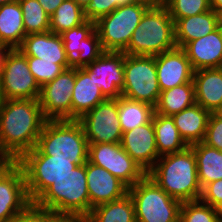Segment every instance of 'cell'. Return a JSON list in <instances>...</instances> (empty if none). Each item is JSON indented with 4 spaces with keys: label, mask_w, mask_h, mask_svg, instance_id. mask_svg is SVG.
<instances>
[{
    "label": "cell",
    "mask_w": 222,
    "mask_h": 222,
    "mask_svg": "<svg viewBox=\"0 0 222 222\" xmlns=\"http://www.w3.org/2000/svg\"><path fill=\"white\" fill-rule=\"evenodd\" d=\"M200 200L212 207L222 202V179L207 184L202 189Z\"/></svg>",
    "instance_id": "39"
},
{
    "label": "cell",
    "mask_w": 222,
    "mask_h": 222,
    "mask_svg": "<svg viewBox=\"0 0 222 222\" xmlns=\"http://www.w3.org/2000/svg\"><path fill=\"white\" fill-rule=\"evenodd\" d=\"M18 49L27 57H37V61L71 64L60 34L51 31L26 35Z\"/></svg>",
    "instance_id": "21"
},
{
    "label": "cell",
    "mask_w": 222,
    "mask_h": 222,
    "mask_svg": "<svg viewBox=\"0 0 222 222\" xmlns=\"http://www.w3.org/2000/svg\"><path fill=\"white\" fill-rule=\"evenodd\" d=\"M136 1L138 0H109V5H115V9H116L118 6L132 4Z\"/></svg>",
    "instance_id": "44"
},
{
    "label": "cell",
    "mask_w": 222,
    "mask_h": 222,
    "mask_svg": "<svg viewBox=\"0 0 222 222\" xmlns=\"http://www.w3.org/2000/svg\"><path fill=\"white\" fill-rule=\"evenodd\" d=\"M210 6L216 13L220 14L222 12V0H210Z\"/></svg>",
    "instance_id": "43"
},
{
    "label": "cell",
    "mask_w": 222,
    "mask_h": 222,
    "mask_svg": "<svg viewBox=\"0 0 222 222\" xmlns=\"http://www.w3.org/2000/svg\"><path fill=\"white\" fill-rule=\"evenodd\" d=\"M220 25L222 26V12L220 13Z\"/></svg>",
    "instance_id": "52"
},
{
    "label": "cell",
    "mask_w": 222,
    "mask_h": 222,
    "mask_svg": "<svg viewBox=\"0 0 222 222\" xmlns=\"http://www.w3.org/2000/svg\"><path fill=\"white\" fill-rule=\"evenodd\" d=\"M38 99L3 100L0 108V154L16 162L34 149L46 123Z\"/></svg>",
    "instance_id": "1"
},
{
    "label": "cell",
    "mask_w": 222,
    "mask_h": 222,
    "mask_svg": "<svg viewBox=\"0 0 222 222\" xmlns=\"http://www.w3.org/2000/svg\"><path fill=\"white\" fill-rule=\"evenodd\" d=\"M203 143L222 151V116L218 112L209 116Z\"/></svg>",
    "instance_id": "37"
},
{
    "label": "cell",
    "mask_w": 222,
    "mask_h": 222,
    "mask_svg": "<svg viewBox=\"0 0 222 222\" xmlns=\"http://www.w3.org/2000/svg\"><path fill=\"white\" fill-rule=\"evenodd\" d=\"M3 97H2V92H1V90H0V108H1V106H2V103H3Z\"/></svg>",
    "instance_id": "51"
},
{
    "label": "cell",
    "mask_w": 222,
    "mask_h": 222,
    "mask_svg": "<svg viewBox=\"0 0 222 222\" xmlns=\"http://www.w3.org/2000/svg\"><path fill=\"white\" fill-rule=\"evenodd\" d=\"M10 48L3 42H0V67L3 63V60Z\"/></svg>",
    "instance_id": "45"
},
{
    "label": "cell",
    "mask_w": 222,
    "mask_h": 222,
    "mask_svg": "<svg viewBox=\"0 0 222 222\" xmlns=\"http://www.w3.org/2000/svg\"><path fill=\"white\" fill-rule=\"evenodd\" d=\"M84 9L74 0L63 1L50 16V30L54 34H61L83 24L86 21Z\"/></svg>",
    "instance_id": "32"
},
{
    "label": "cell",
    "mask_w": 222,
    "mask_h": 222,
    "mask_svg": "<svg viewBox=\"0 0 222 222\" xmlns=\"http://www.w3.org/2000/svg\"><path fill=\"white\" fill-rule=\"evenodd\" d=\"M26 36L22 9L18 0L0 6V42L10 49L18 48Z\"/></svg>",
    "instance_id": "26"
},
{
    "label": "cell",
    "mask_w": 222,
    "mask_h": 222,
    "mask_svg": "<svg viewBox=\"0 0 222 222\" xmlns=\"http://www.w3.org/2000/svg\"><path fill=\"white\" fill-rule=\"evenodd\" d=\"M8 161L0 154V169L7 163Z\"/></svg>",
    "instance_id": "48"
},
{
    "label": "cell",
    "mask_w": 222,
    "mask_h": 222,
    "mask_svg": "<svg viewBox=\"0 0 222 222\" xmlns=\"http://www.w3.org/2000/svg\"><path fill=\"white\" fill-rule=\"evenodd\" d=\"M86 178L90 212L97 205L118 200L128 194V187L123 182L89 161L86 162Z\"/></svg>",
    "instance_id": "19"
},
{
    "label": "cell",
    "mask_w": 222,
    "mask_h": 222,
    "mask_svg": "<svg viewBox=\"0 0 222 222\" xmlns=\"http://www.w3.org/2000/svg\"><path fill=\"white\" fill-rule=\"evenodd\" d=\"M150 1L152 4H158V3H162L163 0H147Z\"/></svg>",
    "instance_id": "50"
},
{
    "label": "cell",
    "mask_w": 222,
    "mask_h": 222,
    "mask_svg": "<svg viewBox=\"0 0 222 222\" xmlns=\"http://www.w3.org/2000/svg\"><path fill=\"white\" fill-rule=\"evenodd\" d=\"M78 121L89 144L121 142L123 132L119 122L118 99H106Z\"/></svg>",
    "instance_id": "12"
},
{
    "label": "cell",
    "mask_w": 222,
    "mask_h": 222,
    "mask_svg": "<svg viewBox=\"0 0 222 222\" xmlns=\"http://www.w3.org/2000/svg\"><path fill=\"white\" fill-rule=\"evenodd\" d=\"M14 1H16V0H0V6L3 4L12 3Z\"/></svg>",
    "instance_id": "49"
},
{
    "label": "cell",
    "mask_w": 222,
    "mask_h": 222,
    "mask_svg": "<svg viewBox=\"0 0 222 222\" xmlns=\"http://www.w3.org/2000/svg\"><path fill=\"white\" fill-rule=\"evenodd\" d=\"M174 21L162 4H152L134 30L127 55L156 56L176 48Z\"/></svg>",
    "instance_id": "3"
},
{
    "label": "cell",
    "mask_w": 222,
    "mask_h": 222,
    "mask_svg": "<svg viewBox=\"0 0 222 222\" xmlns=\"http://www.w3.org/2000/svg\"><path fill=\"white\" fill-rule=\"evenodd\" d=\"M152 5L150 1L138 0L132 4L118 6L110 14L95 22L104 51L123 52L145 11Z\"/></svg>",
    "instance_id": "6"
},
{
    "label": "cell",
    "mask_w": 222,
    "mask_h": 222,
    "mask_svg": "<svg viewBox=\"0 0 222 222\" xmlns=\"http://www.w3.org/2000/svg\"><path fill=\"white\" fill-rule=\"evenodd\" d=\"M60 36L73 68L85 67L105 52L94 21L86 20L79 26L63 31Z\"/></svg>",
    "instance_id": "15"
},
{
    "label": "cell",
    "mask_w": 222,
    "mask_h": 222,
    "mask_svg": "<svg viewBox=\"0 0 222 222\" xmlns=\"http://www.w3.org/2000/svg\"><path fill=\"white\" fill-rule=\"evenodd\" d=\"M82 69L94 79L107 99H118L122 96L124 52L105 51L99 58Z\"/></svg>",
    "instance_id": "16"
},
{
    "label": "cell",
    "mask_w": 222,
    "mask_h": 222,
    "mask_svg": "<svg viewBox=\"0 0 222 222\" xmlns=\"http://www.w3.org/2000/svg\"><path fill=\"white\" fill-rule=\"evenodd\" d=\"M161 93L155 56L124 53V86L122 96L155 107Z\"/></svg>",
    "instance_id": "9"
},
{
    "label": "cell",
    "mask_w": 222,
    "mask_h": 222,
    "mask_svg": "<svg viewBox=\"0 0 222 222\" xmlns=\"http://www.w3.org/2000/svg\"><path fill=\"white\" fill-rule=\"evenodd\" d=\"M180 218L183 222H219L216 209L201 200L182 202Z\"/></svg>",
    "instance_id": "35"
},
{
    "label": "cell",
    "mask_w": 222,
    "mask_h": 222,
    "mask_svg": "<svg viewBox=\"0 0 222 222\" xmlns=\"http://www.w3.org/2000/svg\"><path fill=\"white\" fill-rule=\"evenodd\" d=\"M79 6H81L83 9L86 7V5L91 1V0H74Z\"/></svg>",
    "instance_id": "47"
},
{
    "label": "cell",
    "mask_w": 222,
    "mask_h": 222,
    "mask_svg": "<svg viewBox=\"0 0 222 222\" xmlns=\"http://www.w3.org/2000/svg\"><path fill=\"white\" fill-rule=\"evenodd\" d=\"M155 113L154 107L147 103L118 98V114L122 132L149 123Z\"/></svg>",
    "instance_id": "31"
},
{
    "label": "cell",
    "mask_w": 222,
    "mask_h": 222,
    "mask_svg": "<svg viewBox=\"0 0 222 222\" xmlns=\"http://www.w3.org/2000/svg\"><path fill=\"white\" fill-rule=\"evenodd\" d=\"M175 222H183V221H182L181 218L179 217Z\"/></svg>",
    "instance_id": "53"
},
{
    "label": "cell",
    "mask_w": 222,
    "mask_h": 222,
    "mask_svg": "<svg viewBox=\"0 0 222 222\" xmlns=\"http://www.w3.org/2000/svg\"><path fill=\"white\" fill-rule=\"evenodd\" d=\"M113 10L115 5H109V0H91L84 8V16L87 20L96 22Z\"/></svg>",
    "instance_id": "38"
},
{
    "label": "cell",
    "mask_w": 222,
    "mask_h": 222,
    "mask_svg": "<svg viewBox=\"0 0 222 222\" xmlns=\"http://www.w3.org/2000/svg\"><path fill=\"white\" fill-rule=\"evenodd\" d=\"M135 206L136 222H175L181 202L172 198L147 174L128 188Z\"/></svg>",
    "instance_id": "7"
},
{
    "label": "cell",
    "mask_w": 222,
    "mask_h": 222,
    "mask_svg": "<svg viewBox=\"0 0 222 222\" xmlns=\"http://www.w3.org/2000/svg\"><path fill=\"white\" fill-rule=\"evenodd\" d=\"M218 113L222 116V108L218 111Z\"/></svg>",
    "instance_id": "54"
},
{
    "label": "cell",
    "mask_w": 222,
    "mask_h": 222,
    "mask_svg": "<svg viewBox=\"0 0 222 222\" xmlns=\"http://www.w3.org/2000/svg\"><path fill=\"white\" fill-rule=\"evenodd\" d=\"M216 214H217V217H218V220L219 222H222V202L219 203L216 207Z\"/></svg>",
    "instance_id": "46"
},
{
    "label": "cell",
    "mask_w": 222,
    "mask_h": 222,
    "mask_svg": "<svg viewBox=\"0 0 222 222\" xmlns=\"http://www.w3.org/2000/svg\"><path fill=\"white\" fill-rule=\"evenodd\" d=\"M196 157L198 180L203 189L207 184L222 179V151L203 142L190 145Z\"/></svg>",
    "instance_id": "27"
},
{
    "label": "cell",
    "mask_w": 222,
    "mask_h": 222,
    "mask_svg": "<svg viewBox=\"0 0 222 222\" xmlns=\"http://www.w3.org/2000/svg\"><path fill=\"white\" fill-rule=\"evenodd\" d=\"M195 103V86L194 82L191 81L189 83L161 91L154 109L155 113H159L164 116H173Z\"/></svg>",
    "instance_id": "29"
},
{
    "label": "cell",
    "mask_w": 222,
    "mask_h": 222,
    "mask_svg": "<svg viewBox=\"0 0 222 222\" xmlns=\"http://www.w3.org/2000/svg\"><path fill=\"white\" fill-rule=\"evenodd\" d=\"M194 71L222 67V26L182 48Z\"/></svg>",
    "instance_id": "20"
},
{
    "label": "cell",
    "mask_w": 222,
    "mask_h": 222,
    "mask_svg": "<svg viewBox=\"0 0 222 222\" xmlns=\"http://www.w3.org/2000/svg\"><path fill=\"white\" fill-rule=\"evenodd\" d=\"M88 146L78 120H47L36 147L51 159L71 160L77 166L88 161Z\"/></svg>",
    "instance_id": "4"
},
{
    "label": "cell",
    "mask_w": 222,
    "mask_h": 222,
    "mask_svg": "<svg viewBox=\"0 0 222 222\" xmlns=\"http://www.w3.org/2000/svg\"><path fill=\"white\" fill-rule=\"evenodd\" d=\"M172 19L186 18L211 10L210 0H163Z\"/></svg>",
    "instance_id": "34"
},
{
    "label": "cell",
    "mask_w": 222,
    "mask_h": 222,
    "mask_svg": "<svg viewBox=\"0 0 222 222\" xmlns=\"http://www.w3.org/2000/svg\"><path fill=\"white\" fill-rule=\"evenodd\" d=\"M87 222H136L135 206L131 196L103 203L92 208Z\"/></svg>",
    "instance_id": "30"
},
{
    "label": "cell",
    "mask_w": 222,
    "mask_h": 222,
    "mask_svg": "<svg viewBox=\"0 0 222 222\" xmlns=\"http://www.w3.org/2000/svg\"><path fill=\"white\" fill-rule=\"evenodd\" d=\"M0 90L4 100L38 99L40 86L28 67L27 56L10 49L0 67Z\"/></svg>",
    "instance_id": "10"
},
{
    "label": "cell",
    "mask_w": 222,
    "mask_h": 222,
    "mask_svg": "<svg viewBox=\"0 0 222 222\" xmlns=\"http://www.w3.org/2000/svg\"><path fill=\"white\" fill-rule=\"evenodd\" d=\"M31 203L22 168L8 161L0 169V222L13 220Z\"/></svg>",
    "instance_id": "14"
},
{
    "label": "cell",
    "mask_w": 222,
    "mask_h": 222,
    "mask_svg": "<svg viewBox=\"0 0 222 222\" xmlns=\"http://www.w3.org/2000/svg\"><path fill=\"white\" fill-rule=\"evenodd\" d=\"M65 0H38L46 13L51 16L57 7Z\"/></svg>",
    "instance_id": "42"
},
{
    "label": "cell",
    "mask_w": 222,
    "mask_h": 222,
    "mask_svg": "<svg viewBox=\"0 0 222 222\" xmlns=\"http://www.w3.org/2000/svg\"><path fill=\"white\" fill-rule=\"evenodd\" d=\"M210 114L195 103L172 116L181 138L188 146L203 142Z\"/></svg>",
    "instance_id": "25"
},
{
    "label": "cell",
    "mask_w": 222,
    "mask_h": 222,
    "mask_svg": "<svg viewBox=\"0 0 222 222\" xmlns=\"http://www.w3.org/2000/svg\"><path fill=\"white\" fill-rule=\"evenodd\" d=\"M72 120L80 119L107 98L97 83L82 68H75V85L72 91Z\"/></svg>",
    "instance_id": "24"
},
{
    "label": "cell",
    "mask_w": 222,
    "mask_h": 222,
    "mask_svg": "<svg viewBox=\"0 0 222 222\" xmlns=\"http://www.w3.org/2000/svg\"><path fill=\"white\" fill-rule=\"evenodd\" d=\"M28 67L36 82L41 87L54 80L65 69L71 68V64H55L48 61H37V57H27Z\"/></svg>",
    "instance_id": "36"
},
{
    "label": "cell",
    "mask_w": 222,
    "mask_h": 222,
    "mask_svg": "<svg viewBox=\"0 0 222 222\" xmlns=\"http://www.w3.org/2000/svg\"><path fill=\"white\" fill-rule=\"evenodd\" d=\"M155 65L161 91L193 81L194 70L182 48L156 55Z\"/></svg>",
    "instance_id": "18"
},
{
    "label": "cell",
    "mask_w": 222,
    "mask_h": 222,
    "mask_svg": "<svg viewBox=\"0 0 222 222\" xmlns=\"http://www.w3.org/2000/svg\"><path fill=\"white\" fill-rule=\"evenodd\" d=\"M147 175L172 198L182 202L200 200L196 157L188 146L178 153L160 156Z\"/></svg>",
    "instance_id": "2"
},
{
    "label": "cell",
    "mask_w": 222,
    "mask_h": 222,
    "mask_svg": "<svg viewBox=\"0 0 222 222\" xmlns=\"http://www.w3.org/2000/svg\"><path fill=\"white\" fill-rule=\"evenodd\" d=\"M152 121L159 156L178 153L188 147L181 138L172 116L154 113Z\"/></svg>",
    "instance_id": "28"
},
{
    "label": "cell",
    "mask_w": 222,
    "mask_h": 222,
    "mask_svg": "<svg viewBox=\"0 0 222 222\" xmlns=\"http://www.w3.org/2000/svg\"><path fill=\"white\" fill-rule=\"evenodd\" d=\"M9 222H44V209L31 203L23 212Z\"/></svg>",
    "instance_id": "40"
},
{
    "label": "cell",
    "mask_w": 222,
    "mask_h": 222,
    "mask_svg": "<svg viewBox=\"0 0 222 222\" xmlns=\"http://www.w3.org/2000/svg\"><path fill=\"white\" fill-rule=\"evenodd\" d=\"M26 35L45 33L50 30V16L38 0H18Z\"/></svg>",
    "instance_id": "33"
},
{
    "label": "cell",
    "mask_w": 222,
    "mask_h": 222,
    "mask_svg": "<svg viewBox=\"0 0 222 222\" xmlns=\"http://www.w3.org/2000/svg\"><path fill=\"white\" fill-rule=\"evenodd\" d=\"M176 46L183 48L188 42L208 35L220 26V14L209 10L186 18L173 19Z\"/></svg>",
    "instance_id": "23"
},
{
    "label": "cell",
    "mask_w": 222,
    "mask_h": 222,
    "mask_svg": "<svg viewBox=\"0 0 222 222\" xmlns=\"http://www.w3.org/2000/svg\"><path fill=\"white\" fill-rule=\"evenodd\" d=\"M196 103L210 113L222 108V67L194 71Z\"/></svg>",
    "instance_id": "22"
},
{
    "label": "cell",
    "mask_w": 222,
    "mask_h": 222,
    "mask_svg": "<svg viewBox=\"0 0 222 222\" xmlns=\"http://www.w3.org/2000/svg\"><path fill=\"white\" fill-rule=\"evenodd\" d=\"M54 213L90 214L86 178V163L76 166L69 174L53 182L34 202Z\"/></svg>",
    "instance_id": "5"
},
{
    "label": "cell",
    "mask_w": 222,
    "mask_h": 222,
    "mask_svg": "<svg viewBox=\"0 0 222 222\" xmlns=\"http://www.w3.org/2000/svg\"><path fill=\"white\" fill-rule=\"evenodd\" d=\"M74 85L75 68L71 67L40 87L38 101L47 120H72Z\"/></svg>",
    "instance_id": "13"
},
{
    "label": "cell",
    "mask_w": 222,
    "mask_h": 222,
    "mask_svg": "<svg viewBox=\"0 0 222 222\" xmlns=\"http://www.w3.org/2000/svg\"><path fill=\"white\" fill-rule=\"evenodd\" d=\"M88 161L109 171L128 188L147 174L126 153L120 143L89 144Z\"/></svg>",
    "instance_id": "11"
},
{
    "label": "cell",
    "mask_w": 222,
    "mask_h": 222,
    "mask_svg": "<svg viewBox=\"0 0 222 222\" xmlns=\"http://www.w3.org/2000/svg\"><path fill=\"white\" fill-rule=\"evenodd\" d=\"M16 163L23 170L32 203L54 181L69 174L77 166L71 160L51 159V155H44L37 147L24 153Z\"/></svg>",
    "instance_id": "8"
},
{
    "label": "cell",
    "mask_w": 222,
    "mask_h": 222,
    "mask_svg": "<svg viewBox=\"0 0 222 222\" xmlns=\"http://www.w3.org/2000/svg\"><path fill=\"white\" fill-rule=\"evenodd\" d=\"M44 222H87V217L80 214L54 213L44 209Z\"/></svg>",
    "instance_id": "41"
},
{
    "label": "cell",
    "mask_w": 222,
    "mask_h": 222,
    "mask_svg": "<svg viewBox=\"0 0 222 222\" xmlns=\"http://www.w3.org/2000/svg\"><path fill=\"white\" fill-rule=\"evenodd\" d=\"M121 147L148 173L160 158L156 147L153 121L123 132Z\"/></svg>",
    "instance_id": "17"
}]
</instances>
